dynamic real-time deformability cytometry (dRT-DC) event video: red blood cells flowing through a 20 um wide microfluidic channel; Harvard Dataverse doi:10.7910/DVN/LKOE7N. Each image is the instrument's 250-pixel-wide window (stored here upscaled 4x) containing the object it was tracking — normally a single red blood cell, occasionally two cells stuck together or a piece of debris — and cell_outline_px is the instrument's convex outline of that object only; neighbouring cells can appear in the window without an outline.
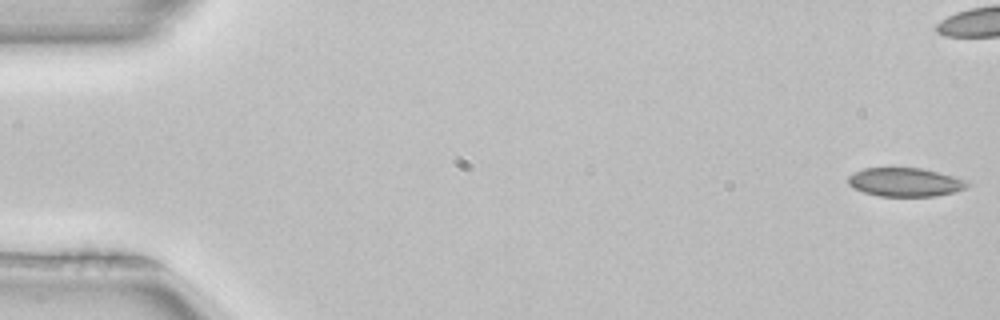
{"species": "common noctule bat (a hibernating species)", "species_latin": "Nyctalus noctula", "temperature_condition": "room temperature", "stored_images_in_passage": 43, "camera_frame_rate_fps": 3000, "um_per_image_px": 0.085, "animal": {"sex": "female", "body_mass_g": 22.7, "forearm_length_mm": 54.2}, "frame": {"image": 1, "passage_image": 1, "time_ms": 0.0, "image_size_px": [1000, 320], "cell_outline_px": [[968, 184], [964, 188], [956, 192], [936, 196], [880, 196], [864, 192], [848, 184], [848, 176], [864, 168], [920, 168], [968, 180]], "centroid_in_image_um": [76.94, 15.49], "position_along_channel_um": 8.1, "area_um2": 19.65}}